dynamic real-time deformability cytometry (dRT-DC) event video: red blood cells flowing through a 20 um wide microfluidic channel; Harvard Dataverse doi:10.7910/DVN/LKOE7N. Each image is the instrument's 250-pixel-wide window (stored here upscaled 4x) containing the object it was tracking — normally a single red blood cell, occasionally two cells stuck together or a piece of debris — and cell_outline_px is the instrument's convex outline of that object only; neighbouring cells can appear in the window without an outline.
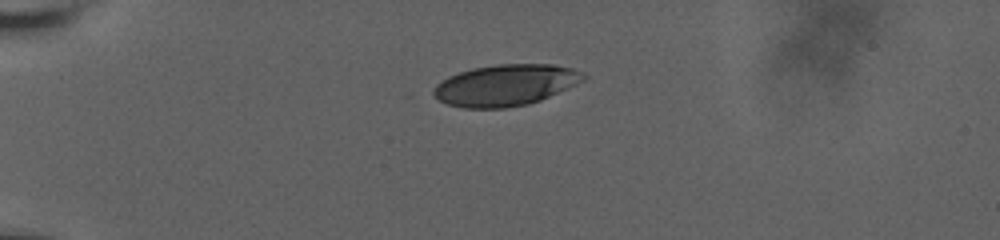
{"species": "human", "species_latin": "Homo sapiens", "temperature_condition": "room temperature", "stored_images_in_passage": 7, "camera_frame_rate_fps": 3000, "um_per_image_px": 0.085, "donor": {"sex": "male"}, "frame": {"image": 1, "passage_image": 1, "time_ms": 0.0, "image_size_px": [1000, 240], "cell_outline_px": [[588, 76], [584, 80], [576, 84], [540, 100], [528, 104], [504, 108], [460, 108], [448, 104], [440, 100], [432, 92], [436, 84], [448, 76], [472, 68], [496, 64], [552, 64], [572, 68], [584, 72]], "centroid_in_image_um": [42.98, 7.23], "position_along_channel_um": 42.0, "area_um2": 36.07}}
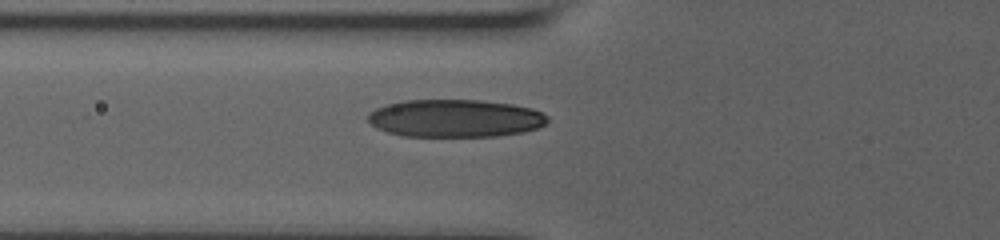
{"frame": {"image": 2, "passage_image": 4, "time_ms": 2.667, "image_size_px": [1000, 240], "cell_outline_px": [[548, 120], [544, 124], [536, 128], [520, 132], [496, 136], [404, 136], [388, 132], [376, 128], [368, 120], [368, 116], [376, 108], [384, 104], [404, 100], [480, 100], [512, 104], [532, 108], [548, 116]], "centroid_in_image_um": [38.67, 10.05], "position_along_channel_um": 87.1, "area_um2": 39.3}}
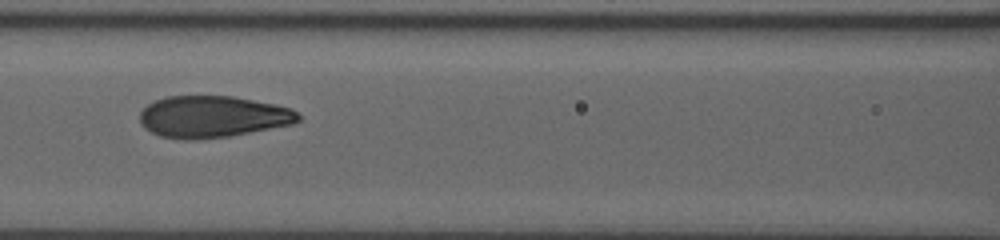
{"frame": {"image": 3, "passage_image": 6, "time_ms": 4.333, "image_size_px": [1000, 240], "cell_outline_px": [[300, 120], [296, 124], [228, 136], [192, 140], [188, 140], [160, 136], [144, 128], [140, 124], [140, 112], [148, 104], [164, 96], [232, 96], [276, 104], [292, 108], [300, 116]], "centroid_in_image_um": [18.09, 9.92], "position_along_channel_um": 148.5, "area_um2": 38.67}}